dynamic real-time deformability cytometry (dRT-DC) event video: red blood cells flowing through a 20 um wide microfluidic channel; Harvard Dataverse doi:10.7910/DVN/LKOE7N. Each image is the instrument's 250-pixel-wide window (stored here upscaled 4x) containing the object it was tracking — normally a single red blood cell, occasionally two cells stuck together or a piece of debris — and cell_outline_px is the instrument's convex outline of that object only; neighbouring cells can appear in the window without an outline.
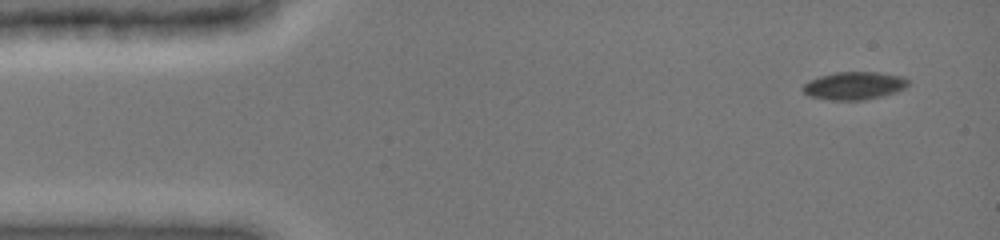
{"species": "common noctule bat (a hibernating species)", "species_latin": "Nyctalus noctula", "temperature_condition": "cold", "stored_images_in_passage": 17, "camera_frame_rate_fps": 3000, "um_per_image_px": 0.085, "animal": {"sex": "female", "body_mass_g": 19.0, "forearm_length_mm": 51.5}, "frame": {"image": 1, "passage_image": 1, "time_ms": 0.0, "image_size_px": [1000, 240], "cell_outline_px": [[908, 84], [904, 88], [896, 92], [864, 100], [832, 100], [808, 96], [804, 92], [804, 84], [808, 80], [820, 76], [836, 72], [880, 72], [900, 76], [908, 80]], "centroid_in_image_um": [72.59, 7.28], "position_along_channel_um": 12.4, "area_um2": 16.94}}
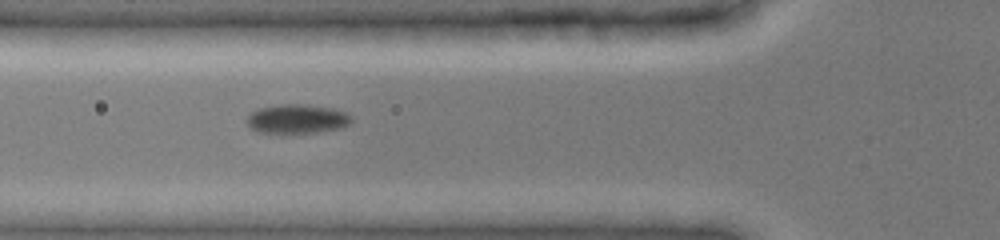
{"frame": {"image": 2, "passage_image": 12, "time_ms": 4.667, "image_size_px": [1000, 240], "cell_outline_px": [[352, 120], [348, 124], [340, 128], [316, 132], [284, 136], [260, 132], [252, 128], [244, 120], [256, 108], [280, 104], [308, 104], [332, 108], [344, 112], [352, 116]], "centroid_in_image_um": [25.2, 10.13], "position_along_channel_um": 100.6, "area_um2": 18.44}}
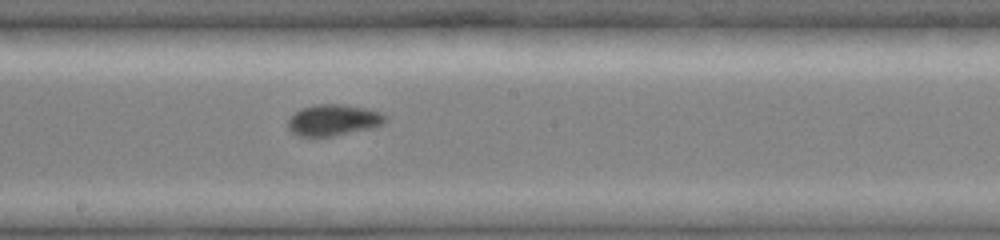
{"frame": {"image": 3, "passage_image": 17, "time_ms": 7.667, "image_size_px": [1000, 240], "cell_outline_px": [[388, 120], [376, 128], [332, 136], [300, 136], [292, 132], [288, 128], [288, 120], [300, 108], [316, 104], [340, 104], [364, 108], [380, 112], [388, 116]], "centroid_in_image_um": [28.38, 10.21], "position_along_channel_um": 219.8, "area_um2": 17.8}}